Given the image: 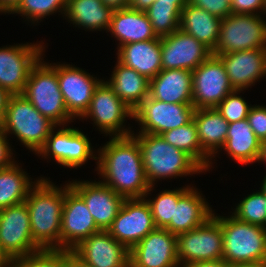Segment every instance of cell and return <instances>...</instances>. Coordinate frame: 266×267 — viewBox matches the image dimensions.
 Returning a JSON list of instances; mask_svg holds the SVG:
<instances>
[{"label":"cell","mask_w":266,"mask_h":267,"mask_svg":"<svg viewBox=\"0 0 266 267\" xmlns=\"http://www.w3.org/2000/svg\"><path fill=\"white\" fill-rule=\"evenodd\" d=\"M9 140L10 138L0 129V169L7 168L17 161L14 154L17 152L13 150Z\"/></svg>","instance_id":"43"},{"label":"cell","mask_w":266,"mask_h":267,"mask_svg":"<svg viewBox=\"0 0 266 267\" xmlns=\"http://www.w3.org/2000/svg\"><path fill=\"white\" fill-rule=\"evenodd\" d=\"M247 120L260 142L266 141V105H252Z\"/></svg>","instance_id":"40"},{"label":"cell","mask_w":266,"mask_h":267,"mask_svg":"<svg viewBox=\"0 0 266 267\" xmlns=\"http://www.w3.org/2000/svg\"><path fill=\"white\" fill-rule=\"evenodd\" d=\"M221 19L190 3L182 9L180 28L195 37L212 52L218 44Z\"/></svg>","instance_id":"32"},{"label":"cell","mask_w":266,"mask_h":267,"mask_svg":"<svg viewBox=\"0 0 266 267\" xmlns=\"http://www.w3.org/2000/svg\"><path fill=\"white\" fill-rule=\"evenodd\" d=\"M71 251L89 267H129V250L104 230L82 240Z\"/></svg>","instance_id":"21"},{"label":"cell","mask_w":266,"mask_h":267,"mask_svg":"<svg viewBox=\"0 0 266 267\" xmlns=\"http://www.w3.org/2000/svg\"><path fill=\"white\" fill-rule=\"evenodd\" d=\"M22 0H0V14L11 15Z\"/></svg>","instance_id":"45"},{"label":"cell","mask_w":266,"mask_h":267,"mask_svg":"<svg viewBox=\"0 0 266 267\" xmlns=\"http://www.w3.org/2000/svg\"><path fill=\"white\" fill-rule=\"evenodd\" d=\"M57 78L67 111L76 122L87 111L94 90L103 79L66 62H57Z\"/></svg>","instance_id":"15"},{"label":"cell","mask_w":266,"mask_h":267,"mask_svg":"<svg viewBox=\"0 0 266 267\" xmlns=\"http://www.w3.org/2000/svg\"><path fill=\"white\" fill-rule=\"evenodd\" d=\"M160 136L170 145L187 153L207 174L212 159L201 148L193 119L179 128L163 132Z\"/></svg>","instance_id":"33"},{"label":"cell","mask_w":266,"mask_h":267,"mask_svg":"<svg viewBox=\"0 0 266 267\" xmlns=\"http://www.w3.org/2000/svg\"><path fill=\"white\" fill-rule=\"evenodd\" d=\"M156 0H129V7L138 10L144 11L146 10L155 2Z\"/></svg>","instance_id":"46"},{"label":"cell","mask_w":266,"mask_h":267,"mask_svg":"<svg viewBox=\"0 0 266 267\" xmlns=\"http://www.w3.org/2000/svg\"><path fill=\"white\" fill-rule=\"evenodd\" d=\"M258 163H261V165L262 164H265L266 165V141L262 142L261 156H260V159H259V162Z\"/></svg>","instance_id":"52"},{"label":"cell","mask_w":266,"mask_h":267,"mask_svg":"<svg viewBox=\"0 0 266 267\" xmlns=\"http://www.w3.org/2000/svg\"><path fill=\"white\" fill-rule=\"evenodd\" d=\"M182 10L176 4L153 3L146 14L157 37L170 35L180 28Z\"/></svg>","instance_id":"36"},{"label":"cell","mask_w":266,"mask_h":267,"mask_svg":"<svg viewBox=\"0 0 266 267\" xmlns=\"http://www.w3.org/2000/svg\"><path fill=\"white\" fill-rule=\"evenodd\" d=\"M69 267H89L77 259L73 254L72 251L69 250Z\"/></svg>","instance_id":"50"},{"label":"cell","mask_w":266,"mask_h":267,"mask_svg":"<svg viewBox=\"0 0 266 267\" xmlns=\"http://www.w3.org/2000/svg\"><path fill=\"white\" fill-rule=\"evenodd\" d=\"M194 184H186L182 187L174 189H163L152 197L153 191H156V186H150L144 198L148 202L151 213L157 228L165 229L171 219H174V204H177L178 199ZM152 198V199H151Z\"/></svg>","instance_id":"34"},{"label":"cell","mask_w":266,"mask_h":267,"mask_svg":"<svg viewBox=\"0 0 266 267\" xmlns=\"http://www.w3.org/2000/svg\"><path fill=\"white\" fill-rule=\"evenodd\" d=\"M115 57L119 62L151 80L162 70L161 38L120 46Z\"/></svg>","instance_id":"26"},{"label":"cell","mask_w":266,"mask_h":267,"mask_svg":"<svg viewBox=\"0 0 266 267\" xmlns=\"http://www.w3.org/2000/svg\"><path fill=\"white\" fill-rule=\"evenodd\" d=\"M12 264V260L2 250L0 245V267H8Z\"/></svg>","instance_id":"51"},{"label":"cell","mask_w":266,"mask_h":267,"mask_svg":"<svg viewBox=\"0 0 266 267\" xmlns=\"http://www.w3.org/2000/svg\"><path fill=\"white\" fill-rule=\"evenodd\" d=\"M177 257L180 267L198 261L223 258V235L220 223L211 216L203 225L177 235Z\"/></svg>","instance_id":"12"},{"label":"cell","mask_w":266,"mask_h":267,"mask_svg":"<svg viewBox=\"0 0 266 267\" xmlns=\"http://www.w3.org/2000/svg\"><path fill=\"white\" fill-rule=\"evenodd\" d=\"M0 245L12 261L42 250L33 241L25 202L0 210Z\"/></svg>","instance_id":"13"},{"label":"cell","mask_w":266,"mask_h":267,"mask_svg":"<svg viewBox=\"0 0 266 267\" xmlns=\"http://www.w3.org/2000/svg\"><path fill=\"white\" fill-rule=\"evenodd\" d=\"M188 3L202 8L220 19L232 14L231 3L228 0H188Z\"/></svg>","instance_id":"41"},{"label":"cell","mask_w":266,"mask_h":267,"mask_svg":"<svg viewBox=\"0 0 266 267\" xmlns=\"http://www.w3.org/2000/svg\"><path fill=\"white\" fill-rule=\"evenodd\" d=\"M67 0H22L12 15H19L28 25L38 26L50 15H62L64 20ZM25 19V20H24ZM30 23V24H29Z\"/></svg>","instance_id":"35"},{"label":"cell","mask_w":266,"mask_h":267,"mask_svg":"<svg viewBox=\"0 0 266 267\" xmlns=\"http://www.w3.org/2000/svg\"><path fill=\"white\" fill-rule=\"evenodd\" d=\"M207 200L202 191L192 185L174 204V219L165 229L177 236L203 225L214 212Z\"/></svg>","instance_id":"23"},{"label":"cell","mask_w":266,"mask_h":267,"mask_svg":"<svg viewBox=\"0 0 266 267\" xmlns=\"http://www.w3.org/2000/svg\"><path fill=\"white\" fill-rule=\"evenodd\" d=\"M56 127L42 116L22 94L11 95L0 123V129L9 138L12 135L29 152L37 155L43 148L50 132ZM14 135V136H13Z\"/></svg>","instance_id":"6"},{"label":"cell","mask_w":266,"mask_h":267,"mask_svg":"<svg viewBox=\"0 0 266 267\" xmlns=\"http://www.w3.org/2000/svg\"><path fill=\"white\" fill-rule=\"evenodd\" d=\"M131 135L140 146L145 176L150 186L162 180L206 173L187 153L170 145L160 135L134 131Z\"/></svg>","instance_id":"3"},{"label":"cell","mask_w":266,"mask_h":267,"mask_svg":"<svg viewBox=\"0 0 266 267\" xmlns=\"http://www.w3.org/2000/svg\"><path fill=\"white\" fill-rule=\"evenodd\" d=\"M94 171H97L100 182L125 199L144 198L150 188L140 146L132 135L109 137L97 148Z\"/></svg>","instance_id":"1"},{"label":"cell","mask_w":266,"mask_h":267,"mask_svg":"<svg viewBox=\"0 0 266 267\" xmlns=\"http://www.w3.org/2000/svg\"><path fill=\"white\" fill-rule=\"evenodd\" d=\"M45 54L31 68L24 95L42 115L56 126L70 125L75 120L69 115L57 78V63L44 61Z\"/></svg>","instance_id":"5"},{"label":"cell","mask_w":266,"mask_h":267,"mask_svg":"<svg viewBox=\"0 0 266 267\" xmlns=\"http://www.w3.org/2000/svg\"><path fill=\"white\" fill-rule=\"evenodd\" d=\"M10 96L11 95L6 90L0 87V123L2 122L5 116L7 103Z\"/></svg>","instance_id":"47"},{"label":"cell","mask_w":266,"mask_h":267,"mask_svg":"<svg viewBox=\"0 0 266 267\" xmlns=\"http://www.w3.org/2000/svg\"><path fill=\"white\" fill-rule=\"evenodd\" d=\"M266 48V18L261 14H235L221 19L214 56Z\"/></svg>","instance_id":"9"},{"label":"cell","mask_w":266,"mask_h":267,"mask_svg":"<svg viewBox=\"0 0 266 267\" xmlns=\"http://www.w3.org/2000/svg\"><path fill=\"white\" fill-rule=\"evenodd\" d=\"M263 15L266 17V0L264 2V14Z\"/></svg>","instance_id":"55"},{"label":"cell","mask_w":266,"mask_h":267,"mask_svg":"<svg viewBox=\"0 0 266 267\" xmlns=\"http://www.w3.org/2000/svg\"><path fill=\"white\" fill-rule=\"evenodd\" d=\"M113 12L102 0H67L64 19L75 29L107 33Z\"/></svg>","instance_id":"29"},{"label":"cell","mask_w":266,"mask_h":267,"mask_svg":"<svg viewBox=\"0 0 266 267\" xmlns=\"http://www.w3.org/2000/svg\"><path fill=\"white\" fill-rule=\"evenodd\" d=\"M246 90H237L230 92L215 108L222 117L230 124L246 119L252 104L245 100L244 94ZM247 101V102H246Z\"/></svg>","instance_id":"39"},{"label":"cell","mask_w":266,"mask_h":267,"mask_svg":"<svg viewBox=\"0 0 266 267\" xmlns=\"http://www.w3.org/2000/svg\"><path fill=\"white\" fill-rule=\"evenodd\" d=\"M81 130L69 125L56 126L37 156L47 162L52 159L58 166L71 170L81 168L90 159L97 163V149Z\"/></svg>","instance_id":"7"},{"label":"cell","mask_w":266,"mask_h":267,"mask_svg":"<svg viewBox=\"0 0 266 267\" xmlns=\"http://www.w3.org/2000/svg\"><path fill=\"white\" fill-rule=\"evenodd\" d=\"M265 0H233L231 11L235 14H264Z\"/></svg>","instance_id":"42"},{"label":"cell","mask_w":266,"mask_h":267,"mask_svg":"<svg viewBox=\"0 0 266 267\" xmlns=\"http://www.w3.org/2000/svg\"><path fill=\"white\" fill-rule=\"evenodd\" d=\"M129 267H180L177 236L156 228L129 251Z\"/></svg>","instance_id":"18"},{"label":"cell","mask_w":266,"mask_h":267,"mask_svg":"<svg viewBox=\"0 0 266 267\" xmlns=\"http://www.w3.org/2000/svg\"><path fill=\"white\" fill-rule=\"evenodd\" d=\"M194 110L193 103H166L148 96L133 111V121L140 128L136 133L160 135L179 128L193 119Z\"/></svg>","instance_id":"11"},{"label":"cell","mask_w":266,"mask_h":267,"mask_svg":"<svg viewBox=\"0 0 266 267\" xmlns=\"http://www.w3.org/2000/svg\"><path fill=\"white\" fill-rule=\"evenodd\" d=\"M15 267H69V250L42 249L12 261Z\"/></svg>","instance_id":"38"},{"label":"cell","mask_w":266,"mask_h":267,"mask_svg":"<svg viewBox=\"0 0 266 267\" xmlns=\"http://www.w3.org/2000/svg\"><path fill=\"white\" fill-rule=\"evenodd\" d=\"M145 198L125 199L107 232L129 251L148 233L156 229Z\"/></svg>","instance_id":"16"},{"label":"cell","mask_w":266,"mask_h":267,"mask_svg":"<svg viewBox=\"0 0 266 267\" xmlns=\"http://www.w3.org/2000/svg\"><path fill=\"white\" fill-rule=\"evenodd\" d=\"M234 90L222 61L213 54L192 71V102L195 109L215 108Z\"/></svg>","instance_id":"14"},{"label":"cell","mask_w":266,"mask_h":267,"mask_svg":"<svg viewBox=\"0 0 266 267\" xmlns=\"http://www.w3.org/2000/svg\"><path fill=\"white\" fill-rule=\"evenodd\" d=\"M33 241L41 249H60L64 183L56 185L50 178H41L26 200Z\"/></svg>","instance_id":"2"},{"label":"cell","mask_w":266,"mask_h":267,"mask_svg":"<svg viewBox=\"0 0 266 267\" xmlns=\"http://www.w3.org/2000/svg\"><path fill=\"white\" fill-rule=\"evenodd\" d=\"M262 179L259 189L266 195V175Z\"/></svg>","instance_id":"54"},{"label":"cell","mask_w":266,"mask_h":267,"mask_svg":"<svg viewBox=\"0 0 266 267\" xmlns=\"http://www.w3.org/2000/svg\"><path fill=\"white\" fill-rule=\"evenodd\" d=\"M42 40L0 47V87L10 95L22 94L31 68L45 53Z\"/></svg>","instance_id":"10"},{"label":"cell","mask_w":266,"mask_h":267,"mask_svg":"<svg viewBox=\"0 0 266 267\" xmlns=\"http://www.w3.org/2000/svg\"><path fill=\"white\" fill-rule=\"evenodd\" d=\"M114 37L118 49L125 44L157 39L146 12L130 7L114 10L107 35Z\"/></svg>","instance_id":"24"},{"label":"cell","mask_w":266,"mask_h":267,"mask_svg":"<svg viewBox=\"0 0 266 267\" xmlns=\"http://www.w3.org/2000/svg\"><path fill=\"white\" fill-rule=\"evenodd\" d=\"M212 55V51L195 37L177 29L161 37L162 70H195Z\"/></svg>","instance_id":"20"},{"label":"cell","mask_w":266,"mask_h":267,"mask_svg":"<svg viewBox=\"0 0 266 267\" xmlns=\"http://www.w3.org/2000/svg\"><path fill=\"white\" fill-rule=\"evenodd\" d=\"M234 89L248 90L266 79V48L230 52L217 56Z\"/></svg>","instance_id":"22"},{"label":"cell","mask_w":266,"mask_h":267,"mask_svg":"<svg viewBox=\"0 0 266 267\" xmlns=\"http://www.w3.org/2000/svg\"><path fill=\"white\" fill-rule=\"evenodd\" d=\"M69 186L84 200L100 230L107 231L125 198L99 180H68Z\"/></svg>","instance_id":"19"},{"label":"cell","mask_w":266,"mask_h":267,"mask_svg":"<svg viewBox=\"0 0 266 267\" xmlns=\"http://www.w3.org/2000/svg\"><path fill=\"white\" fill-rule=\"evenodd\" d=\"M186 267H235V266L221 259L214 261H198L190 263Z\"/></svg>","instance_id":"44"},{"label":"cell","mask_w":266,"mask_h":267,"mask_svg":"<svg viewBox=\"0 0 266 267\" xmlns=\"http://www.w3.org/2000/svg\"><path fill=\"white\" fill-rule=\"evenodd\" d=\"M105 6L111 7L113 10H119L129 7V0H102Z\"/></svg>","instance_id":"48"},{"label":"cell","mask_w":266,"mask_h":267,"mask_svg":"<svg viewBox=\"0 0 266 267\" xmlns=\"http://www.w3.org/2000/svg\"><path fill=\"white\" fill-rule=\"evenodd\" d=\"M230 213L238 220L265 228L266 195L259 189L239 200Z\"/></svg>","instance_id":"37"},{"label":"cell","mask_w":266,"mask_h":267,"mask_svg":"<svg viewBox=\"0 0 266 267\" xmlns=\"http://www.w3.org/2000/svg\"><path fill=\"white\" fill-rule=\"evenodd\" d=\"M154 3L176 4L182 10L187 5L188 0H156Z\"/></svg>","instance_id":"49"},{"label":"cell","mask_w":266,"mask_h":267,"mask_svg":"<svg viewBox=\"0 0 266 267\" xmlns=\"http://www.w3.org/2000/svg\"><path fill=\"white\" fill-rule=\"evenodd\" d=\"M193 120L197 127L198 138L202 150L212 159L207 172L212 171L217 164L216 157L226 143L229 123L216 108L195 109ZM215 158V159H214Z\"/></svg>","instance_id":"25"},{"label":"cell","mask_w":266,"mask_h":267,"mask_svg":"<svg viewBox=\"0 0 266 267\" xmlns=\"http://www.w3.org/2000/svg\"><path fill=\"white\" fill-rule=\"evenodd\" d=\"M235 267H266V261L254 264H241Z\"/></svg>","instance_id":"53"},{"label":"cell","mask_w":266,"mask_h":267,"mask_svg":"<svg viewBox=\"0 0 266 267\" xmlns=\"http://www.w3.org/2000/svg\"><path fill=\"white\" fill-rule=\"evenodd\" d=\"M100 231L84 200L65 181L60 249L71 251L82 240Z\"/></svg>","instance_id":"17"},{"label":"cell","mask_w":266,"mask_h":267,"mask_svg":"<svg viewBox=\"0 0 266 267\" xmlns=\"http://www.w3.org/2000/svg\"><path fill=\"white\" fill-rule=\"evenodd\" d=\"M18 162L0 169V210L25 202L30 190L41 178H50L42 175L32 178Z\"/></svg>","instance_id":"31"},{"label":"cell","mask_w":266,"mask_h":267,"mask_svg":"<svg viewBox=\"0 0 266 267\" xmlns=\"http://www.w3.org/2000/svg\"><path fill=\"white\" fill-rule=\"evenodd\" d=\"M213 217L220 223L223 235V260L231 265L254 264L266 261V229L243 222L230 212Z\"/></svg>","instance_id":"4"},{"label":"cell","mask_w":266,"mask_h":267,"mask_svg":"<svg viewBox=\"0 0 266 267\" xmlns=\"http://www.w3.org/2000/svg\"><path fill=\"white\" fill-rule=\"evenodd\" d=\"M112 70L109 79L103 80L134 111L149 96L150 80L117 59Z\"/></svg>","instance_id":"30"},{"label":"cell","mask_w":266,"mask_h":267,"mask_svg":"<svg viewBox=\"0 0 266 267\" xmlns=\"http://www.w3.org/2000/svg\"><path fill=\"white\" fill-rule=\"evenodd\" d=\"M261 147L262 143L246 118L228 125L226 143L220 152H225L227 158L238 164L250 165L259 162Z\"/></svg>","instance_id":"28"},{"label":"cell","mask_w":266,"mask_h":267,"mask_svg":"<svg viewBox=\"0 0 266 267\" xmlns=\"http://www.w3.org/2000/svg\"><path fill=\"white\" fill-rule=\"evenodd\" d=\"M149 96L166 103H193L192 71L161 70L150 80Z\"/></svg>","instance_id":"27"},{"label":"cell","mask_w":266,"mask_h":267,"mask_svg":"<svg viewBox=\"0 0 266 267\" xmlns=\"http://www.w3.org/2000/svg\"><path fill=\"white\" fill-rule=\"evenodd\" d=\"M133 113V110L102 80L94 90L87 111L79 121L90 119L93 129L96 126V131L98 130L103 136L124 137L135 131L132 130L131 124L126 125L127 120L130 118L133 120Z\"/></svg>","instance_id":"8"}]
</instances>
